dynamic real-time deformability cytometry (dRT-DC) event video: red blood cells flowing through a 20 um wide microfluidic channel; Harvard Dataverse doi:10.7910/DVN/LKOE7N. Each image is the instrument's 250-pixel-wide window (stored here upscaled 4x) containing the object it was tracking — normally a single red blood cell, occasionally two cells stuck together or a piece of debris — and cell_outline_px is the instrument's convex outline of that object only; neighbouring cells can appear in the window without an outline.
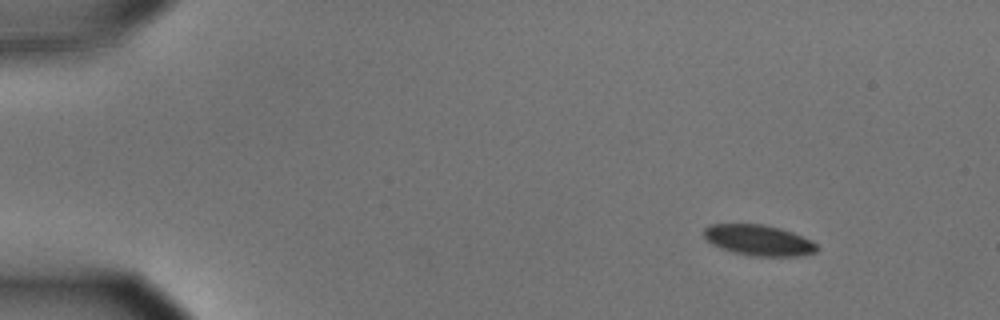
{"species": "common noctule bat (a hibernating species)", "species_latin": "Nyctalus noctula", "temperature_condition": "cold", "stored_images_in_passage": 51, "camera_frame_rate_fps": 3000, "um_per_image_px": 0.085, "animal": {"sex": "male", "body_mass_g": 15.6}, "frame": {"image": 1, "passage_image": 1, "time_ms": 0.0, "image_size_px": [1000, 320], "cell_outline_px": [[820, 248], [816, 252], [800, 256], [752, 256], [732, 252], [712, 244], [704, 236], [704, 228], [708, 224], [764, 224], [780, 228], [792, 232], [812, 240]], "centroid_in_image_um": [64.51, 20.42], "position_along_channel_um": 20.5, "area_um2": 20.35}}
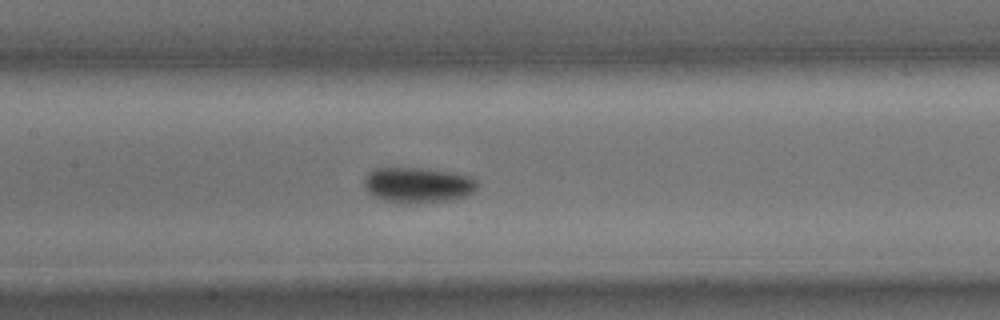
{"frame": {"image": 2, "passage_image": 22, "time_ms": 7.0, "image_size_px": [1000, 320], "cell_outline_px": [[476, 188], [472, 192], [464, 196], [452, 200], [416, 204], [400, 204], [384, 200], [368, 192], [364, 188], [364, 176], [368, 172], [376, 168], [420, 168], [448, 172], [472, 176], [476, 180]], "centroid_in_image_um": [35.48, 15.74], "position_along_channel_um": 171.9, "area_um2": 23.52}}
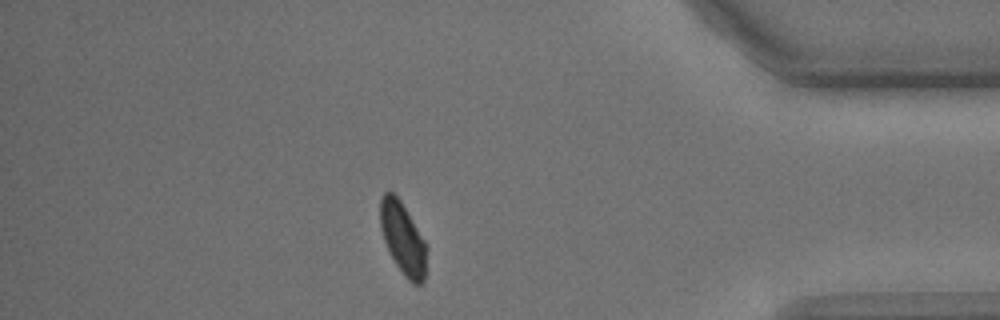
{"frame": {"image": 3, "passage_image": 44, "time_ms": 14.333, "image_size_px": [1000, 320], "cell_outline_px": [[424, 280], [420, 284], [412, 284], [404, 276], [396, 264], [384, 240], [380, 224], [380, 196], [384, 192], [392, 192], [400, 200], [424, 240]], "centroid_in_image_um": [34.19, 20.24], "position_along_channel_um": 401.0, "area_um2": 18.73}, "authors_computed_cell_mechanics": {"area_um2": 21.2704, "velocity_mm_per_s": 3.557, "shape_relaxation_time_tau1_ms": 1.5558, "shape_relaxation_time_tau2_ms": null, "deformation_change_tau1": 0.0801, "deformation_change_tau2": null}}